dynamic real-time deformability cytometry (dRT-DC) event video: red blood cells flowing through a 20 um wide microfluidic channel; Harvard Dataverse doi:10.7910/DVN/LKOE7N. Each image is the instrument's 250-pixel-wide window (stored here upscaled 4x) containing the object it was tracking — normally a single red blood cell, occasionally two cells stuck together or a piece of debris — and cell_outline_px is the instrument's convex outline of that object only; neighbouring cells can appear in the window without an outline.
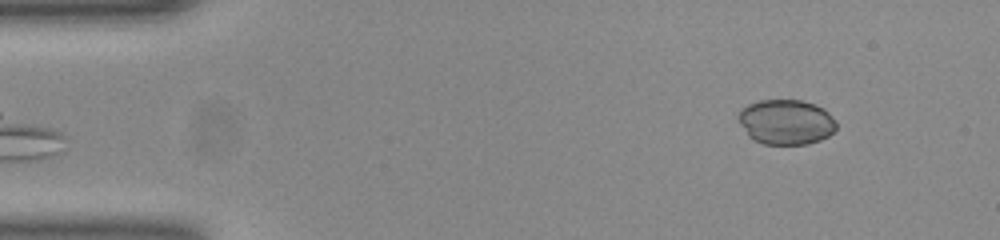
{"species": "common noctule bat (a hibernating species)", "species_latin": "Nyctalus noctula", "temperature_condition": "room temperature", "stored_images_in_passage": 49, "camera_frame_rate_fps": 3000, "um_per_image_px": 0.085, "animal": {"sex": "female", "body_mass_g": 23.0, "forearm_length_mm": 53.4}, "frame": {"image": 1, "passage_image": 3, "time_ms": 0.667, "image_size_px": [1000, 240], "cell_outline_px": [[836, 128], [828, 136], [820, 140], [808, 144], [764, 144], [752, 140], [748, 136], [740, 124], [736, 116], [740, 108], [748, 104], [760, 100], [800, 100], [816, 104], [824, 108], [836, 120]], "centroid_in_image_um": [66.79, 10.36], "position_along_channel_um": 18.2, "area_um2": 26.07}}
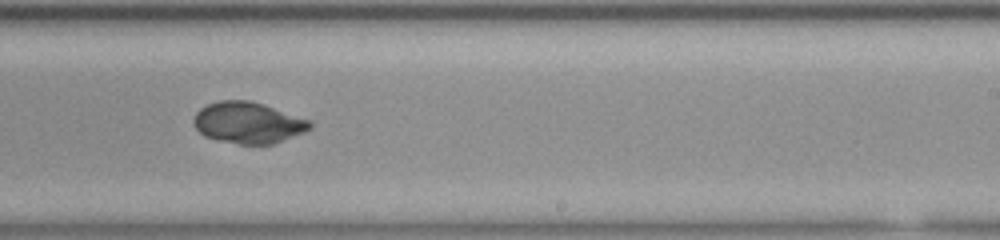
{"frame": {"image": 2, "passage_image": 29, "time_ms": 9.333, "image_size_px": [1000, 240], "cell_outline_px": [[312, 128], [304, 132], [272, 144], [240, 144], [220, 140], [204, 136], [192, 124], [192, 120], [196, 112], [200, 108], [208, 104], [220, 100], [248, 100], [264, 104], [312, 120]], "centroid_in_image_um": [21.09, 10.42], "position_along_channel_um": 267.9, "area_um2": 28.09}}
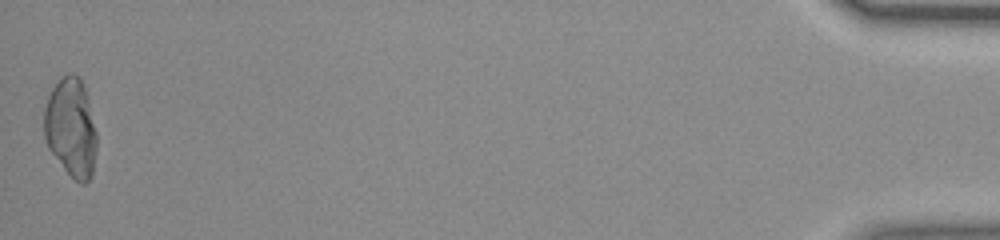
{"frame": {"image": 3, "passage_image": 49, "time_ms": 16.0, "image_size_px": [1000, 240], "cell_outline_px": [[96, 152], [92, 176], [84, 184], [80, 184], [64, 168], [48, 148], [44, 136], [44, 108], [48, 96], [52, 88], [68, 72], [72, 72], [80, 80], [84, 88], [88, 100], [96, 132]], "centroid_in_image_um": [6.03, 10.87], "position_along_channel_um": 429.2, "area_um2": 30.0}, "authors_computed_cell_mechanics": {"area_um2": 28.322, "velocity_mm_per_s": 3.9194, "shape_relaxation_time_tau1_ms": null, "shape_relaxation_time_tau2_ms": 1.4223, "deformation_change_tau1": null, "deformation_change_tau2": 0.0333}}